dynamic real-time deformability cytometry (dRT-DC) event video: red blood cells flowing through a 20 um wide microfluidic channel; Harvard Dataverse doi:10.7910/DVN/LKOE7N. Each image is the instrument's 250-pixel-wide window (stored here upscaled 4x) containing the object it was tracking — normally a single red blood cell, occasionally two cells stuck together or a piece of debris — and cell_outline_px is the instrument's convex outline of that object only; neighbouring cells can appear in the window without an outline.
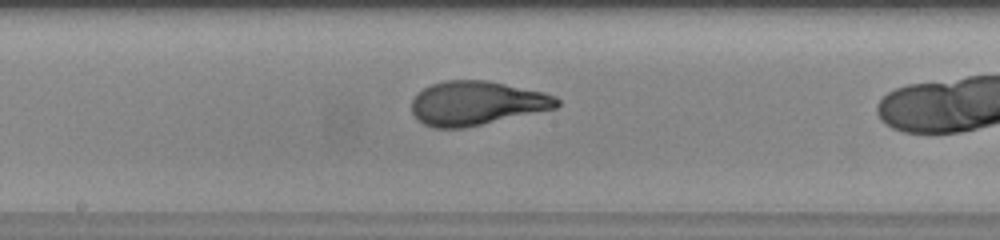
{"species": "human", "species_latin": "Homo sapiens", "temperature_condition": "warm", "stored_images_in_passage": 34, "camera_frame_rate_fps": 3000, "um_per_image_px": 0.085, "donor": {"sex": "female"}, "frame": {"image": 1, "passage_image": 21, "time_ms": 6.667, "image_size_px": [1000, 240], "cell_outline_px": [[560, 104], [556, 108], [464, 128], [432, 128], [416, 120], [412, 112], [412, 100], [424, 88], [432, 84], [444, 80], [488, 80], [544, 92], [556, 96], [560, 100]], "centroid_in_image_um": [40.51, 8.77], "position_along_channel_um": 207.7, "area_um2": 37.34}}
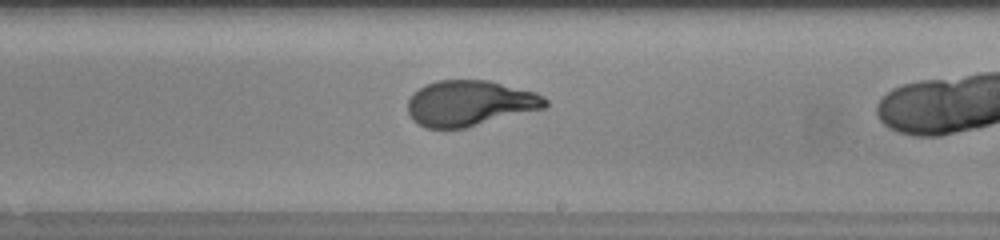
{"frame": {"image": 2, "passage_image": 24, "time_ms": 7.667, "image_size_px": [1000, 240], "cell_outline_px": [[548, 104], [544, 108], [468, 128], [424, 128], [412, 120], [408, 112], [408, 100], [420, 88], [436, 80], [488, 80], [536, 92], [544, 96], [548, 100]], "centroid_in_image_um": [39.95, 8.78], "position_along_channel_um": 249.0, "area_um2": 36.65}}